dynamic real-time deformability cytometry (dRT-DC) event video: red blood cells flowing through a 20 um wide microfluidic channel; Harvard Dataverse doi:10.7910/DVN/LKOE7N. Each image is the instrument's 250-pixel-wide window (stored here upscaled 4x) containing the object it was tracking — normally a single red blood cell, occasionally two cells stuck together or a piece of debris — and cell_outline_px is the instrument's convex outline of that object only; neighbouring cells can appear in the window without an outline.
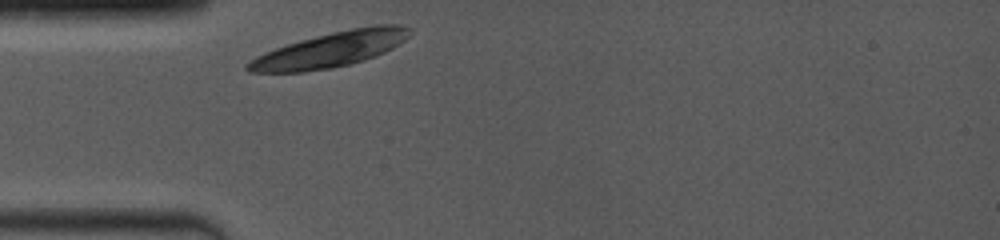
{"species": "common noctule bat (a hibernating species)", "species_latin": "Nyctalus noctula", "temperature_condition": "room temperature", "stored_images_in_passage": 1, "camera_frame_rate_fps": 4000, "um_per_image_px": 0.085, "animal": {"sex": "female", "body_mass_g": 19.0, "forearm_length_mm": 53.3}, "frame": {"image": 1, "passage_image": 1, "time_ms": 0.0, "image_size_px": [1000, 240], "cell_outline_px": [[412, 32], [404, 40], [392, 48], [376, 56], [364, 60], [332, 68], [304, 72], [248, 72], [244, 68], [244, 64], [256, 56], [264, 52], [300, 40], [332, 32], [352, 28], [376, 24], [400, 24], [412, 28]], "centroid_in_image_um": [28.09, 4.21], "position_along_channel_um": 56.9, "area_um2": 33.18}}